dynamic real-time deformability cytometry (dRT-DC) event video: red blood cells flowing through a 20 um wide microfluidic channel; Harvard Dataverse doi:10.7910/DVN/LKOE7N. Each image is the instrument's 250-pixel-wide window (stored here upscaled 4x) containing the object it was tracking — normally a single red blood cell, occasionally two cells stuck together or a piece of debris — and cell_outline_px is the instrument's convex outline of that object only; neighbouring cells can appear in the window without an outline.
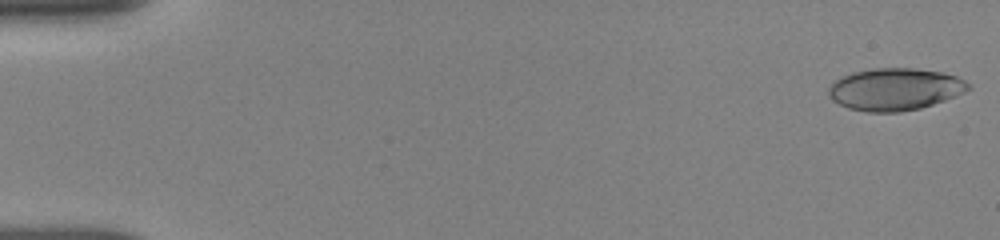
{"species": "human", "species_latin": "Homo sapiens", "temperature_condition": "room temperature", "stored_images_in_passage": 22, "camera_frame_rate_fps": 3000, "um_per_image_px": 0.085, "donor": {"sex": "female"}, "frame": {"image": 1, "passage_image": 1, "time_ms": 0.0, "image_size_px": [1000, 240], "cell_outline_px": [[972, 88], [964, 92], [944, 100], [920, 108], [900, 112], [868, 112], [848, 108], [832, 100], [828, 92], [828, 88], [836, 80], [852, 72], [872, 68], [912, 68], [940, 72], [956, 76], [964, 80]], "centroid_in_image_um": [76.06, 7.59], "position_along_channel_um": 8.9, "area_um2": 34.1}}